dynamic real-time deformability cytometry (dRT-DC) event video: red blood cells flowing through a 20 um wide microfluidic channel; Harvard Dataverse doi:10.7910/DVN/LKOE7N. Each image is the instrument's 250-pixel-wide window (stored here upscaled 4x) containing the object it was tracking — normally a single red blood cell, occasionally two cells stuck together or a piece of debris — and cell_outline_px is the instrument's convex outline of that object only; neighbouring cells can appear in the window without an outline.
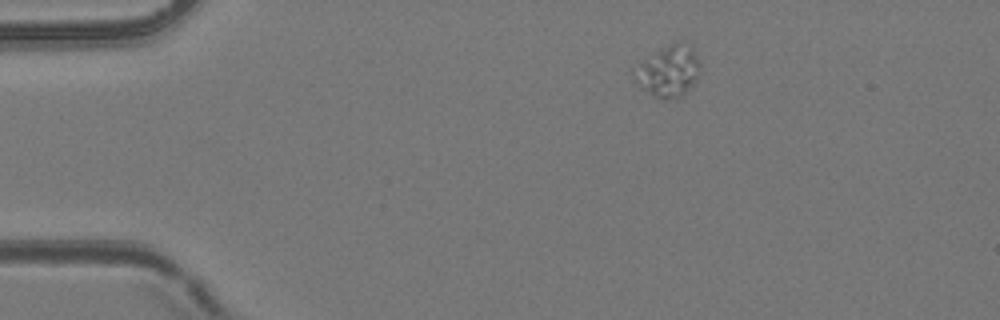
{"species": "common noctule bat (a hibernating species)", "species_latin": "Nyctalus noctula", "temperature_condition": "room temperature", "stored_images_in_passage": 3, "camera_frame_rate_fps": 3000, "um_per_image_px": 0.085, "animal": {"sex": "female", "body_mass_g": 24.6, "forearm_length_mm": 56.2}, "frame": {"image": 1, "passage_image": 1, "time_ms": 0.0, "image_size_px": [1000, 320], "cell_outline_px": [[700, 76], [680, 96], [668, 100], [656, 96], [636, 84], [632, 80], [628, 72], [632, 68], [668, 44], [676, 40], [680, 40], [692, 44], [700, 60]], "centroid_in_image_um": [56.81, 5.99], "position_along_channel_um": 28.2, "area_um2": 20.17}}